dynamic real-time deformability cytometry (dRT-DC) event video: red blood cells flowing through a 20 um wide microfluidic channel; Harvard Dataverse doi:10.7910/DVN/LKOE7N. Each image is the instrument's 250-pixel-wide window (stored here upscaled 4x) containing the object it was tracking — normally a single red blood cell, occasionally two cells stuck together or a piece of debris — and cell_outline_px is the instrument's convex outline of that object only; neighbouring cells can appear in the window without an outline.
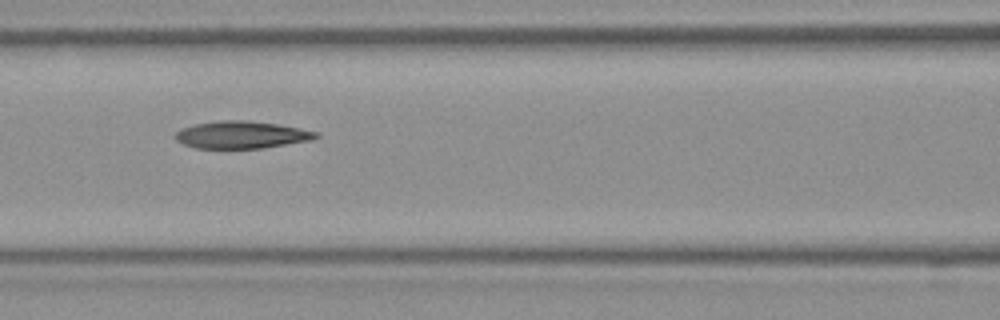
{"species": "Egyptian fruit bat (a non-hibernating species)", "species_latin": "Rousettus aegyptiacus", "temperature_condition": "room temperature", "stored_images_in_passage": 7, "camera_frame_rate_fps": 3000, "um_per_image_px": 0.085, "frame": {"image": 1, "passage_image": 7, "time_ms": 2.0, "image_size_px": [1000, 320], "cell_outline_px": [[320, 136], [312, 140], [260, 148], [196, 148], [184, 144], [176, 140], [172, 136], [180, 128], [196, 124], [220, 120], [248, 120], [276, 124], [320, 132]], "centroid_in_image_um": [20.51, 11.45], "position_along_channel_um": 146.1, "area_um2": 22.37}}